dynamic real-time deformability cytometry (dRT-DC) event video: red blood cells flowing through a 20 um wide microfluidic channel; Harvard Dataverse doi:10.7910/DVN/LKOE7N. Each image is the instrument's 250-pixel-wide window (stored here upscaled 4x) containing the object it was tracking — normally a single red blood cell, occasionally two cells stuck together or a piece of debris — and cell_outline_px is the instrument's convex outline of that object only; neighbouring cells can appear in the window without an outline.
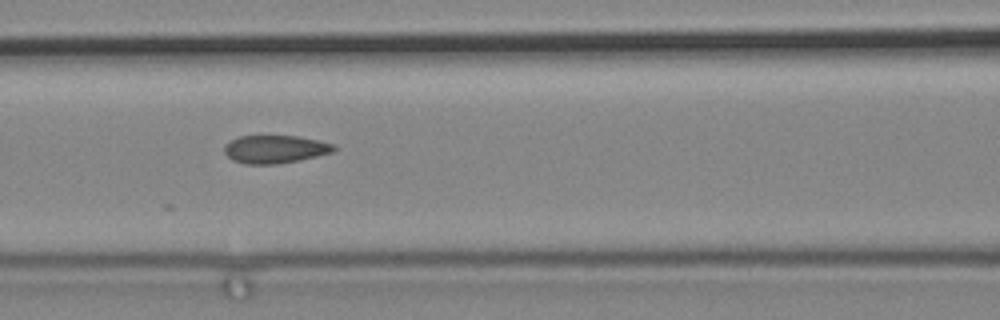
{"species": "common noctule bat (a hibernating species)", "species_latin": "Nyctalus noctula", "temperature_condition": "cold", "stored_images_in_passage": 16, "camera_frame_rate_fps": 3000, "um_per_image_px": 0.085, "animal": {"sex": "male", "body_mass_g": 19.2, "forearm_length_mm": 51.8}, "frame": {"image": 1, "passage_image": 7, "time_ms": 2.0, "image_size_px": [1000, 320], "cell_outline_px": [[336, 148], [332, 152], [300, 160], [276, 164], [244, 164], [232, 160], [224, 152], [224, 144], [240, 136], [296, 136], [316, 140], [332, 144]], "centroid_in_image_um": [23.33, 12.69], "position_along_channel_um": 143.3, "area_um2": 17.69}}
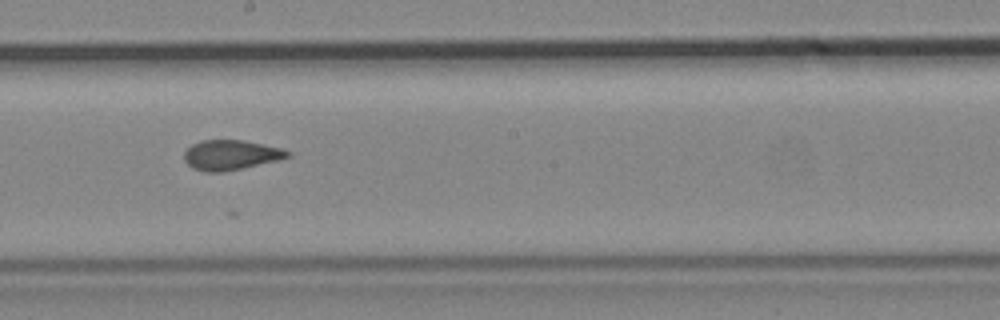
{"frame": {"image": 2, "passage_image": 9, "time_ms": 2.667, "image_size_px": [1000, 320], "cell_outline_px": [[292, 156], [244, 168], [224, 172], [204, 172], [192, 168], [184, 160], [184, 152], [192, 144], [204, 140], [244, 140], [280, 148], [292, 152]], "centroid_in_image_um": [19.61, 13.18], "position_along_channel_um": 228.6, "area_um2": 18.03}}